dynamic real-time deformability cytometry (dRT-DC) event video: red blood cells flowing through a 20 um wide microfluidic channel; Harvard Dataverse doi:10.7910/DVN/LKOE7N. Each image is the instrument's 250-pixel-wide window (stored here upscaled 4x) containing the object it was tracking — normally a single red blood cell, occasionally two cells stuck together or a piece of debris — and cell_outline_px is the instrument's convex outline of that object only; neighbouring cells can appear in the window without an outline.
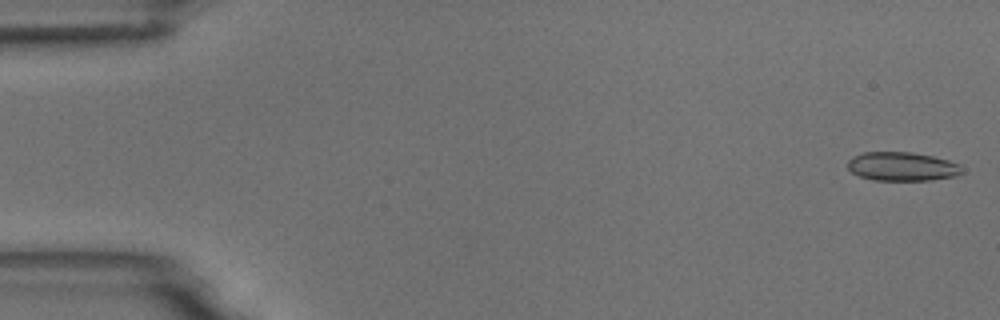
{"species": "common noctule bat (a hibernating species)", "species_latin": "Nyctalus noctula", "temperature_condition": "room temperature", "stored_images_in_passage": 5, "camera_frame_rate_fps": 3000, "um_per_image_px": 0.085, "animal": {"sex": "male", "body_mass_g": 18.8}, "frame": {"image": 1, "passage_image": 1, "time_ms": 0.0, "image_size_px": [1000, 320], "cell_outline_px": [[964, 172], [956, 176], [932, 180], [872, 180], [860, 176], [852, 172], [848, 168], [848, 160], [852, 156], [864, 152], [912, 152], [932, 156], [948, 160], [960, 164]], "centroid_in_image_um": [76.69, 14.15], "position_along_channel_um": 8.3, "area_um2": 19.31}}